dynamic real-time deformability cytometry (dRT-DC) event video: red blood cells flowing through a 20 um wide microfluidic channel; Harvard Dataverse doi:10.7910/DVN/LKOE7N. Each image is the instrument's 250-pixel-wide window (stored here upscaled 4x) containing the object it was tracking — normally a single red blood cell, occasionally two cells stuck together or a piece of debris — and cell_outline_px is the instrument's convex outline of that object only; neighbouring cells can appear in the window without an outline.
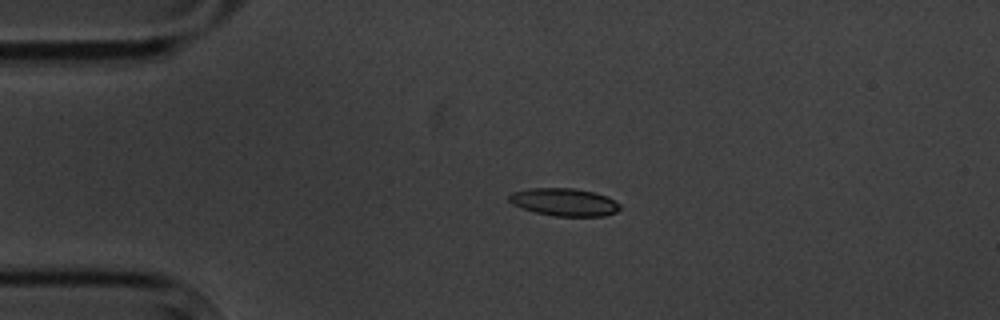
{"species": "common noctule bat (a hibernating species)", "species_latin": "Nyctalus noctula", "temperature_condition": "cold", "stored_images_in_passage": 4, "camera_frame_rate_fps": 3000, "um_per_image_px": 0.085, "animal": {"sex": "male", "body_mass_g": 20.1, "forearm_length_mm": 53.5}, "frame": {"image": 1, "passage_image": 3, "time_ms": 2.333, "image_size_px": [1000, 320], "cell_outline_px": [[620, 208], [616, 212], [604, 216], [556, 216], [536, 212], [512, 204], [508, 200], [508, 196], [512, 192], [532, 188], [576, 188], [608, 196], [620, 204]], "centroid_in_image_um": [47.98, 17.17], "position_along_channel_um": 37.0, "area_um2": 17.8}}